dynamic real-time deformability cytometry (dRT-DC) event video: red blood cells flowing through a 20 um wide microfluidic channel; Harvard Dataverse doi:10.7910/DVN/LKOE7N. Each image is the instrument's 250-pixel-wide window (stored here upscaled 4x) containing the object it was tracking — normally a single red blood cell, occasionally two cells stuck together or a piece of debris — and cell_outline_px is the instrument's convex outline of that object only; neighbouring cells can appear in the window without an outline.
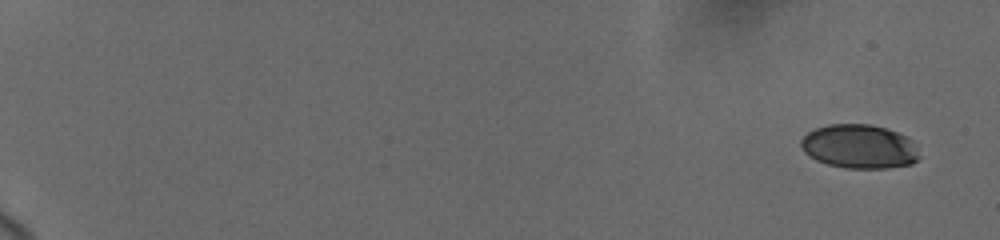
{"species": "human", "species_latin": "Homo sapiens", "temperature_condition": "cold", "stored_images_in_passage": 41, "camera_frame_rate_fps": 3000, "um_per_image_px": 0.085, "donor": {"sex": "female"}, "frame": {"image": 1, "passage_image": 1, "time_ms": 0.0, "image_size_px": [1000, 240], "cell_outline_px": [[920, 160], [912, 164], [888, 168], [844, 168], [828, 164], [816, 160], [804, 152], [800, 148], [800, 140], [808, 132], [816, 128], [828, 124], [872, 124], [888, 128], [912, 140], [920, 156]], "centroid_in_image_um": [73.04, 12.45], "position_along_channel_um": 12.0, "area_um2": 30.58}}
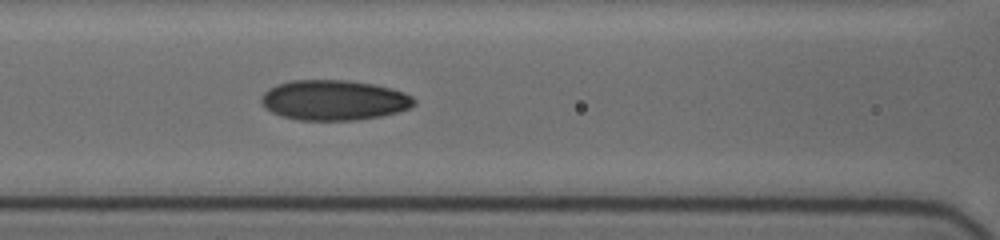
{"frame": {"image": 2, "passage_image": 36, "time_ms": 9.0, "image_size_px": [1000, 240], "cell_outline_px": [[416, 104], [408, 108], [396, 112], [380, 116], [356, 120], [300, 120], [280, 116], [264, 108], [260, 100], [260, 96], [268, 88], [276, 84], [292, 80], [348, 80], [372, 84], [392, 88], [404, 92], [412, 96], [416, 100]], "centroid_in_image_um": [28.35, 8.51], "position_along_channel_um": 138.2, "area_um2": 36.01}}
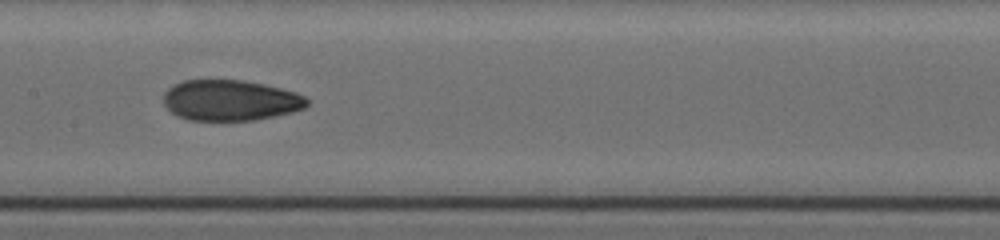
{"frame": {"image": 3, "passage_image": 40, "time_ms": 10.333, "image_size_px": [1000, 240], "cell_outline_px": [[312, 100], [304, 108], [292, 112], [276, 116], [256, 120], [188, 120], [176, 116], [164, 104], [164, 92], [168, 88], [184, 80], [240, 80], [264, 84], [296, 92]], "centroid_in_image_um": [19.61, 8.53], "position_along_channel_um": 187.8, "area_um2": 34.16}}